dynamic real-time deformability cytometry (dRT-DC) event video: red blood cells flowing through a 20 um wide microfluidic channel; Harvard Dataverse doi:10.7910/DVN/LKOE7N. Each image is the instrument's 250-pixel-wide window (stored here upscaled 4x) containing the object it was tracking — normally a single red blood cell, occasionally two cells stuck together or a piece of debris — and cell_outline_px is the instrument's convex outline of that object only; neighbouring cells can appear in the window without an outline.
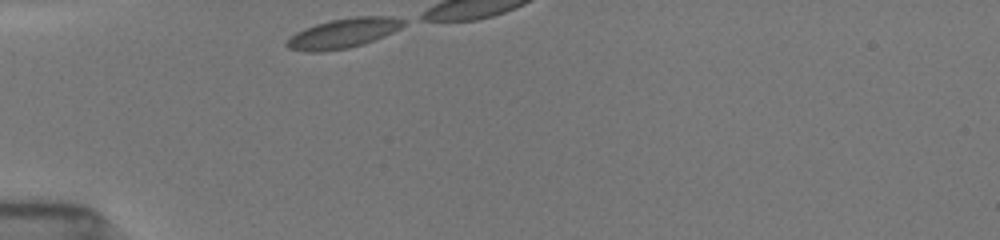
{"species": "common noctule bat (a hibernating species)", "species_latin": "Nyctalus noctula", "temperature_condition": "room temperature", "stored_images_in_passage": 9, "camera_frame_rate_fps": 3000, "um_per_image_px": 0.085, "animal": {"sex": "female", "body_mass_g": 19.5, "forearm_length_mm": 54.1}, "frame": {"image": 1, "passage_image": 1, "time_ms": 0.0, "image_size_px": [1000, 240], "cell_outline_px": [[404, 24], [400, 28], [384, 36], [364, 44], [348, 48], [324, 52], [308, 52], [288, 48], [284, 44], [296, 32], [304, 28], [316, 24], [332, 20], [356, 16], [392, 16], [404, 20]], "centroid_in_image_um": [29.17, 2.83], "position_along_channel_um": 55.8, "area_um2": 20.11}}
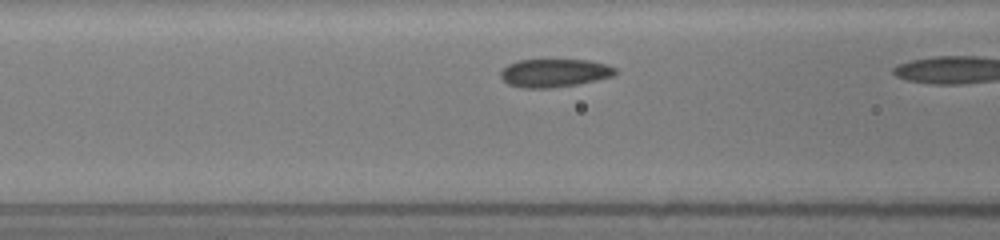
{"frame": {"image": 2, "passage_image": 7, "time_ms": 2.0, "image_size_px": [1000, 240], "cell_outline_px": [[616, 72], [612, 76], [596, 80], [576, 84], [552, 88], [524, 88], [508, 84], [500, 76], [500, 72], [508, 64], [520, 60], [588, 60], [608, 64], [616, 68]], "centroid_in_image_um": [47.12, 6.2], "position_along_channel_um": 119.5, "area_um2": 18.73}}